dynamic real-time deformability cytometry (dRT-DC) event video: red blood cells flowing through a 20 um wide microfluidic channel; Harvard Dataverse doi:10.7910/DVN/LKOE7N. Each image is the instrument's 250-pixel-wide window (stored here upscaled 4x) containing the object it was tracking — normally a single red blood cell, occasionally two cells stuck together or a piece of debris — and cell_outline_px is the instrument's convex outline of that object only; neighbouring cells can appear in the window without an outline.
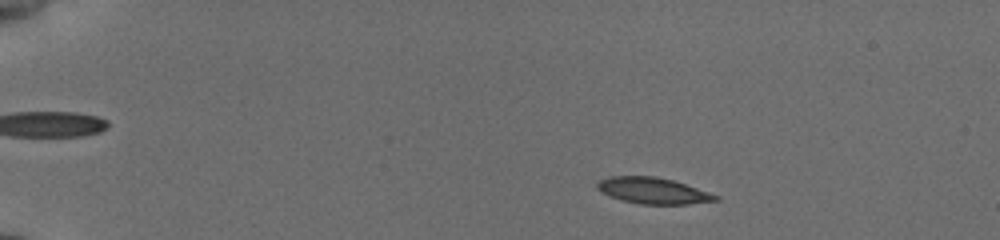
{"species": "common noctule bat (a hibernating species)", "species_latin": "Nyctalus noctula", "temperature_condition": "cold", "stored_images_in_passage": 53, "camera_frame_rate_fps": 3000, "um_per_image_px": 0.085, "animal": {"sex": "female", "body_mass_g": 19.5, "forearm_length_mm": 54.1}, "frame": {"image": 1, "passage_image": 8, "time_ms": 2.333, "image_size_px": [1000, 240], "cell_outline_px": [[720, 200], [688, 204], [640, 204], [620, 200], [608, 196], [596, 188], [596, 184], [600, 180], [608, 176], [656, 176], [672, 180], [720, 196]], "centroid_in_image_um": [55.47, 16.21], "position_along_channel_um": 29.5, "area_um2": 18.09}}
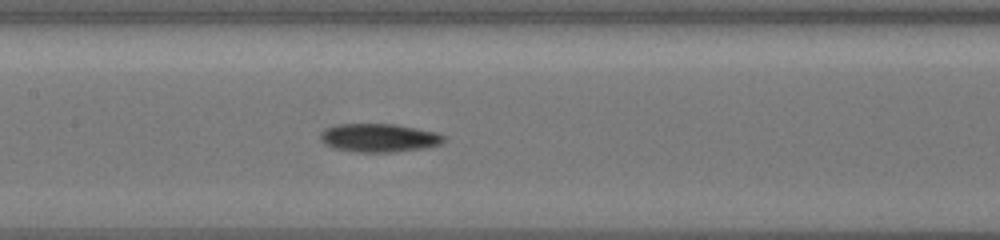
{"frame": {"image": 2, "passage_image": 27, "time_ms": 8.667, "image_size_px": [1000, 240], "cell_outline_px": [[444, 140], [440, 144], [424, 148], [392, 152], [356, 152], [332, 148], [324, 144], [320, 140], [320, 132], [324, 128], [336, 124], [392, 124], [436, 132], [444, 136]], "centroid_in_image_um": [32.14, 11.72], "position_along_channel_um": 175.3, "area_um2": 20.46}}
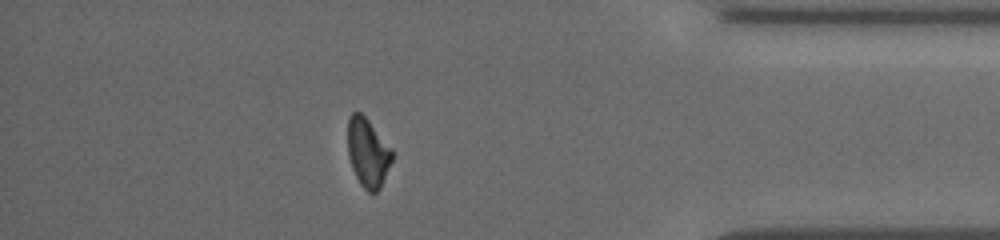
{"frame": {"image": 3, "passage_image": 47, "time_ms": 15.333, "image_size_px": [1000, 240], "cell_outline_px": [[392, 160], [380, 188], [376, 192], [368, 192], [360, 184], [352, 168], [348, 156], [348, 116], [352, 112], [360, 112], [368, 120], [392, 148]], "centroid_in_image_um": [31.25, 12.96], "position_along_channel_um": 403.9, "area_um2": 17.69}, "authors_computed_cell_mechanics": {"area_um2": 19.074, "velocity_mm_per_s": 3.8239, "shape_relaxation_time_tau1_ms": 4.8349, "shape_relaxation_time_tau2_ms": 9.7012, "deformation_change_tau1": 0.1494, "deformation_change_tau2": 0.1677}}